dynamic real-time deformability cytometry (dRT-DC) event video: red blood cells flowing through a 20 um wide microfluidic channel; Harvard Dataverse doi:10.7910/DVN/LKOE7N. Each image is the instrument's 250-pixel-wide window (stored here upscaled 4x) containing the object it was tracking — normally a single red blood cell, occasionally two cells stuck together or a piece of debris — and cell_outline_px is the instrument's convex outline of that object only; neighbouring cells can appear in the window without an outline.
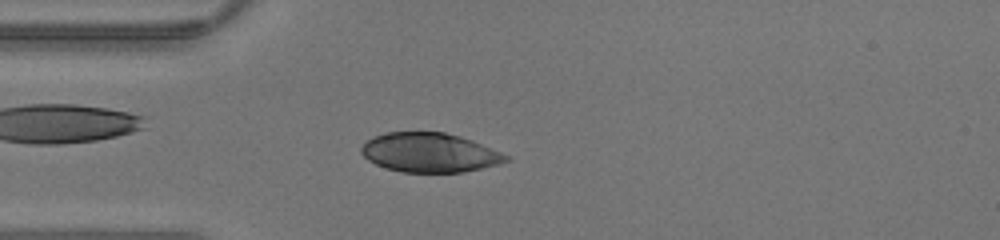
{"species": "human", "species_latin": "Homo sapiens", "temperature_condition": "warm", "stored_images_in_passage": 42, "camera_frame_rate_fps": 3000, "um_per_image_px": 0.085, "donor": {"sex": "male"}, "frame": {"image": 1, "passage_image": 11, "time_ms": 3.333, "image_size_px": [1000, 240], "cell_outline_px": [[512, 160], [500, 164], [464, 172], [400, 172], [376, 164], [368, 160], [360, 152], [360, 148], [368, 140], [376, 136], [388, 132], [444, 132], [460, 136], [472, 140], [512, 156]], "centroid_in_image_um": [36.58, 12.98], "position_along_channel_um": 48.4, "area_um2": 33.23}}
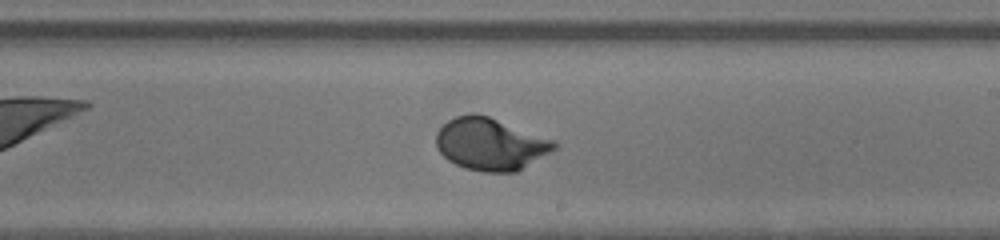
{"frame": {"image": 2, "passage_image": 24, "time_ms": 7.667, "image_size_px": [1000, 240], "cell_outline_px": [[560, 144], [556, 148], [516, 172], [484, 172], [464, 168], [448, 160], [440, 152], [436, 144], [436, 132], [448, 120], [456, 116], [488, 116], [556, 140]], "centroid_in_image_um": [41.71, 12.27], "position_along_channel_um": 247.3, "area_um2": 35.49}}
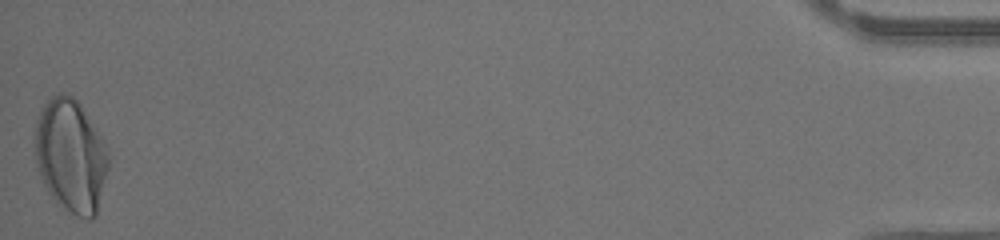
{"frame": {"image": 3, "passage_image": 42, "time_ms": 13.667, "image_size_px": [1000, 240], "cell_outline_px": [[108, 168], [96, 216], [92, 220], [88, 220], [56, 204], [48, 192], [36, 168], [36, 120], [44, 104], [52, 96], [60, 92], [72, 96], [80, 104], [104, 140], [108, 152]], "centroid_in_image_um": [6.02, 13.25], "position_along_channel_um": 429.2, "area_um2": 48.38}}